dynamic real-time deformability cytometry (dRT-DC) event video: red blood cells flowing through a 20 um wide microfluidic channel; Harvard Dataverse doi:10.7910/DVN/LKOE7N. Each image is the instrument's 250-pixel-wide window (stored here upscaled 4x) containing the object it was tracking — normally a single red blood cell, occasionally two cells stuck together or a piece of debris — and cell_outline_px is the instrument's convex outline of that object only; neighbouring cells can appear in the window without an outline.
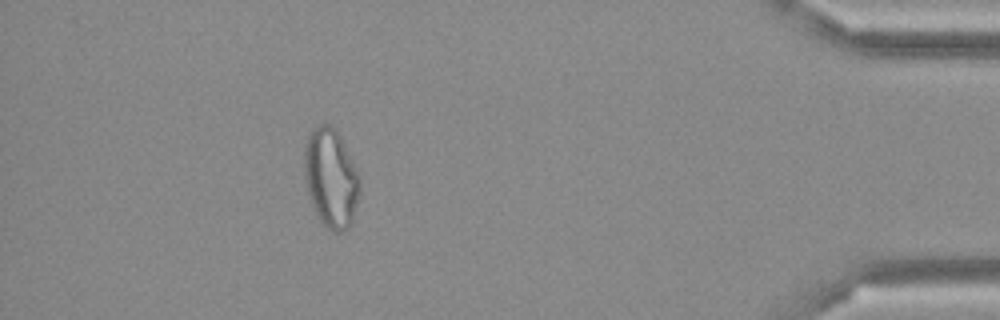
{"species": "Egyptian fruit bat (a non-hibernating species)", "species_latin": "Rousettus aegyptiacus", "temperature_condition": "cold", "stored_images_in_passage": 35, "camera_frame_rate_fps": 3000, "um_per_image_px": 0.085, "frame": {"image": 1, "passage_image": 30, "time_ms": 9.667, "image_size_px": [1000, 320], "cell_outline_px": [[360, 192], [352, 224], [348, 228], [340, 232], [336, 232], [324, 228], [316, 216], [308, 192], [304, 176], [304, 144], [312, 128], [316, 124], [324, 120], [332, 124], [336, 128], [360, 176]], "centroid_in_image_um": [28.12, 15.11], "position_along_channel_um": 407.1, "area_um2": 32.83}}